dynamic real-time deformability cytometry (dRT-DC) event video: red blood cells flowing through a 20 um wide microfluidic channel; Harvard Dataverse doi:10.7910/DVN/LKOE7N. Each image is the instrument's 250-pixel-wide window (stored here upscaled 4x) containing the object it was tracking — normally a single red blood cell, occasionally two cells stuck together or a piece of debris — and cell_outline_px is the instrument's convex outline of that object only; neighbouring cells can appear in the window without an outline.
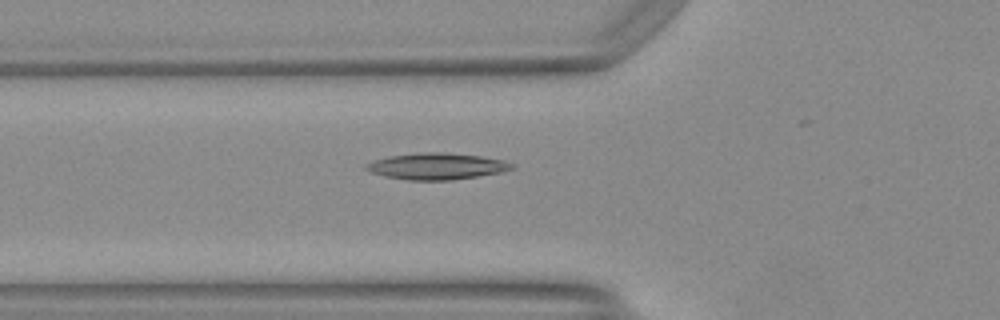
{"species": "Egyptian fruit bat (a non-hibernating species)", "species_latin": "Rousettus aegyptiacus", "temperature_condition": "warm", "stored_images_in_passage": 28, "camera_frame_rate_fps": 3000, "um_per_image_px": 0.085, "animal": {"sex": "female"}, "frame": {"image": 1, "passage_image": 5, "time_ms": 1.333, "image_size_px": [1000, 320], "cell_outline_px": [[516, 168], [500, 172], [452, 180], [408, 180], [388, 176], [372, 172], [364, 168], [364, 164], [372, 160], [388, 156], [416, 152], [440, 152], [480, 156], [504, 160], [516, 164]], "centroid_in_image_um": [37.12, 14.12], "position_along_channel_um": 88.7, "area_um2": 22.48}}
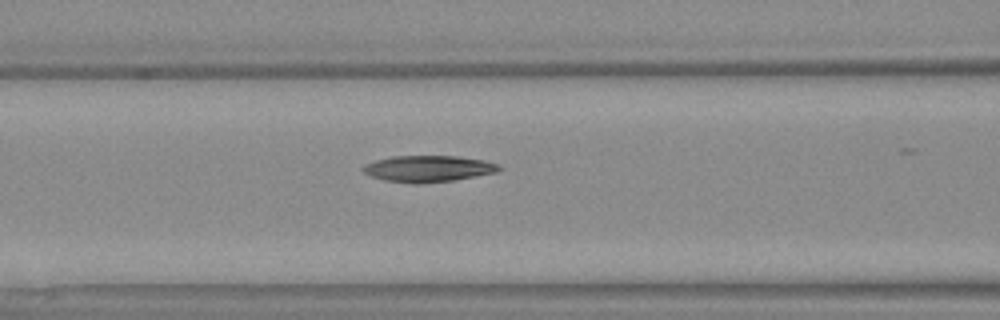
{"frame": {"image": 2, "passage_image": 8, "time_ms": 2.333, "image_size_px": [1000, 320], "cell_outline_px": [[504, 168], [496, 172], [456, 180], [416, 184], [384, 180], [372, 176], [364, 172], [360, 168], [364, 164], [376, 160], [392, 156], [456, 156], [484, 160], [500, 164]], "centroid_in_image_um": [36.42, 14.34], "position_along_channel_um": 130.2, "area_um2": 21.04}}